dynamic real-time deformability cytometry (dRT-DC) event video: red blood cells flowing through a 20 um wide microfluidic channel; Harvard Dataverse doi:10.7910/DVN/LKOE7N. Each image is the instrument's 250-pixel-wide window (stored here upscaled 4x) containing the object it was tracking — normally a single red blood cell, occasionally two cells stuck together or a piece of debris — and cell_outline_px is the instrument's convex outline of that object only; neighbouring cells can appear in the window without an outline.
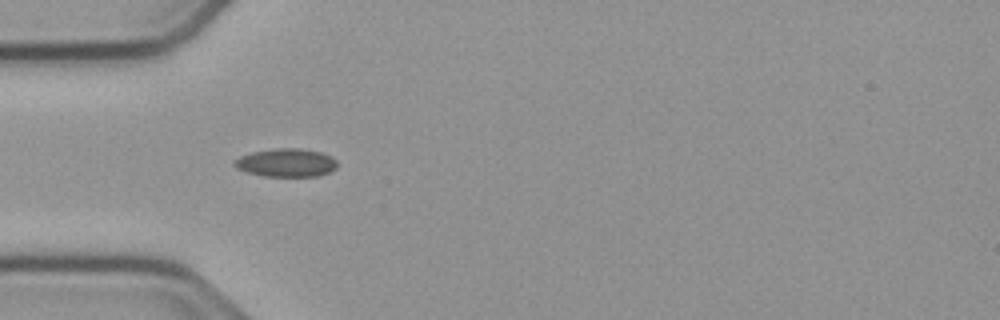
{"species": "common noctule bat (a hibernating species)", "species_latin": "Nyctalus noctula", "temperature_condition": "cold", "stored_images_in_passage": 9, "camera_frame_rate_fps": 3000, "um_per_image_px": 0.085, "animal": {"sex": "male", "body_mass_g": 23.1, "forearm_length_mm": 52.7}, "frame": {"image": 1, "passage_image": 6, "time_ms": 1.667, "image_size_px": [1000, 320], "cell_outline_px": [[336, 168], [332, 172], [320, 176], [264, 176], [248, 172], [236, 168], [232, 164], [232, 160], [240, 156], [252, 152], [276, 148], [300, 148], [320, 152], [332, 156], [336, 160]], "centroid_in_image_um": [24.33, 13.83], "position_along_channel_um": 60.7, "area_um2": 17.11}}